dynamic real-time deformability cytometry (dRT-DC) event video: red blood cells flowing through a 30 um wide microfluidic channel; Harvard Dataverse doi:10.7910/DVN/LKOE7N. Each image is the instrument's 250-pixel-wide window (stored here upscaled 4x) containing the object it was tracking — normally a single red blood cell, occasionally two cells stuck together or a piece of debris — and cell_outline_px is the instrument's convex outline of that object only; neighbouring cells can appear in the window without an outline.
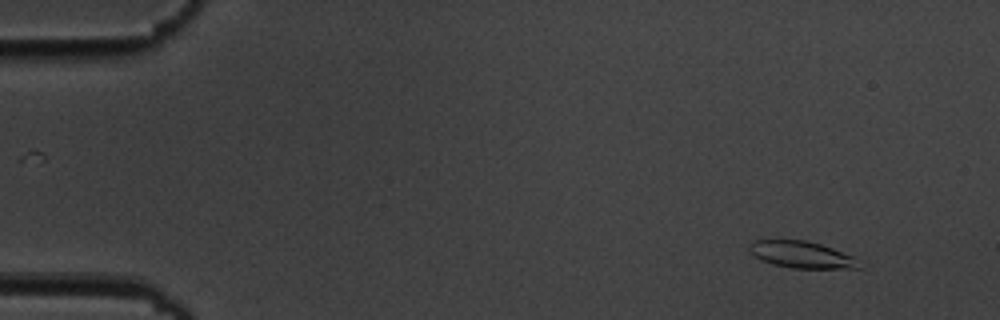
{"species": "common noctule bat (a hibernating species)", "species_latin": "Nyctalus noctula", "temperature_condition": "cold", "stored_images_in_passage": 4, "camera_frame_rate_fps": 3000, "um_per_image_px": 0.085, "animal": {"sex": "male", "body_mass_g": 19.5, "forearm_length_mm": 54.6}, "frame": {"image": 1, "passage_image": 1, "time_ms": 0.0, "image_size_px": [1000, 320], "cell_outline_px": [[864, 268], [792, 268], [772, 264], [760, 260], [748, 248], [752, 240], [804, 240], [820, 244], [832, 248], [852, 256]], "centroid_in_image_um": [68.12, 21.65], "position_along_channel_um": 16.9, "area_um2": 16.94}}